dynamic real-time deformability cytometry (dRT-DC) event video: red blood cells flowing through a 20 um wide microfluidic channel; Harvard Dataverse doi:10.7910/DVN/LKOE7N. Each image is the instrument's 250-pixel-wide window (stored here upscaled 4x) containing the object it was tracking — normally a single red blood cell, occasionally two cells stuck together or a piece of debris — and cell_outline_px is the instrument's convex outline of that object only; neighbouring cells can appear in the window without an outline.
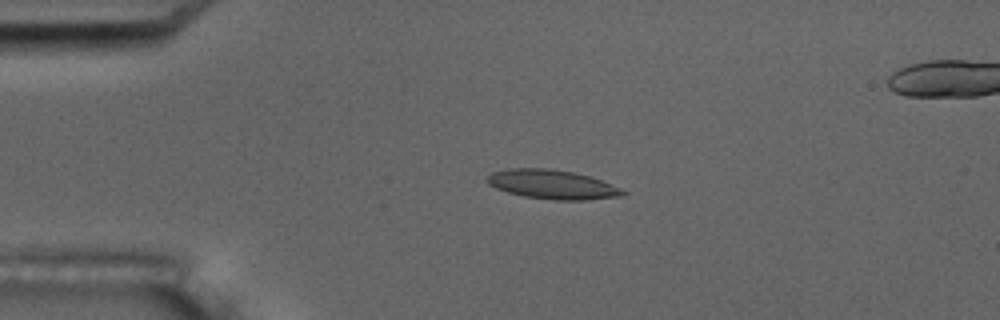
{"species": "common noctule bat (a hibernating species)", "species_latin": "Nyctalus noctula", "temperature_condition": "room temperature", "stored_images_in_passage": 6, "camera_frame_rate_fps": 3000, "um_per_image_px": 0.085, "animal": {"sex": "male", "body_mass_g": 17.5, "forearm_length_mm": 52.3}, "frame": {"image": 1, "passage_image": 4, "time_ms": 3.333, "image_size_px": [1000, 320], "cell_outline_px": [[628, 192], [624, 196], [584, 200], [552, 200], [524, 196], [508, 192], [496, 188], [488, 184], [488, 176], [492, 172], [508, 168], [548, 168], [572, 172], [592, 176], [620, 188]], "centroid_in_image_um": [46.97, 15.68], "position_along_channel_um": 38.0, "area_um2": 23.12}}